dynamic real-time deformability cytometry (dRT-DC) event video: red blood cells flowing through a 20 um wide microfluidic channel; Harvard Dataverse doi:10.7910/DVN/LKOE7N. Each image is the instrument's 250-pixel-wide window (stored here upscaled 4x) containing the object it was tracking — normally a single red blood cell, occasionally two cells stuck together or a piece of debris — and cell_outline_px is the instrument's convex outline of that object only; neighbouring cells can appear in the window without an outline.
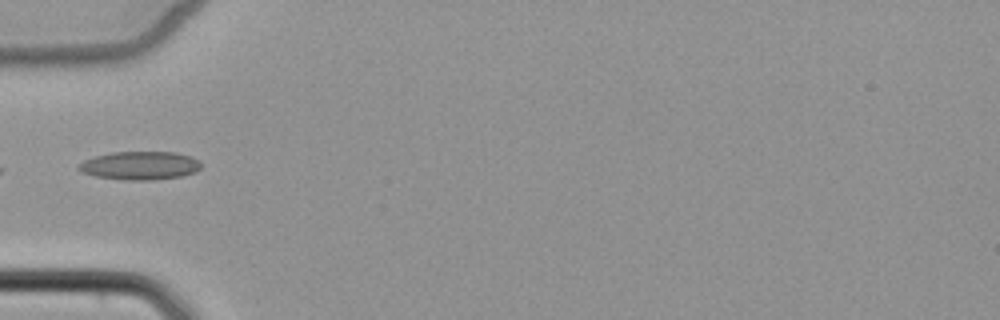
{"species": "common noctule bat (a hibernating species)", "species_latin": "Nyctalus noctula", "temperature_condition": "cold", "stored_images_in_passage": 5, "camera_frame_rate_fps": 3000, "um_per_image_px": 0.085, "animal": {"sex": "female", "body_mass_g": 22.7, "forearm_length_mm": 54.2}, "frame": {"image": 1, "passage_image": 5, "time_ms": 4.667, "image_size_px": [1000, 320], "cell_outline_px": [[200, 168], [196, 172], [184, 176], [152, 180], [128, 180], [96, 176], [80, 172], [76, 168], [84, 160], [96, 156], [112, 152], [176, 152], [192, 156], [200, 160]], "centroid_in_image_um": [11.93, 14.07], "position_along_channel_um": 73.1, "area_um2": 20.35}}